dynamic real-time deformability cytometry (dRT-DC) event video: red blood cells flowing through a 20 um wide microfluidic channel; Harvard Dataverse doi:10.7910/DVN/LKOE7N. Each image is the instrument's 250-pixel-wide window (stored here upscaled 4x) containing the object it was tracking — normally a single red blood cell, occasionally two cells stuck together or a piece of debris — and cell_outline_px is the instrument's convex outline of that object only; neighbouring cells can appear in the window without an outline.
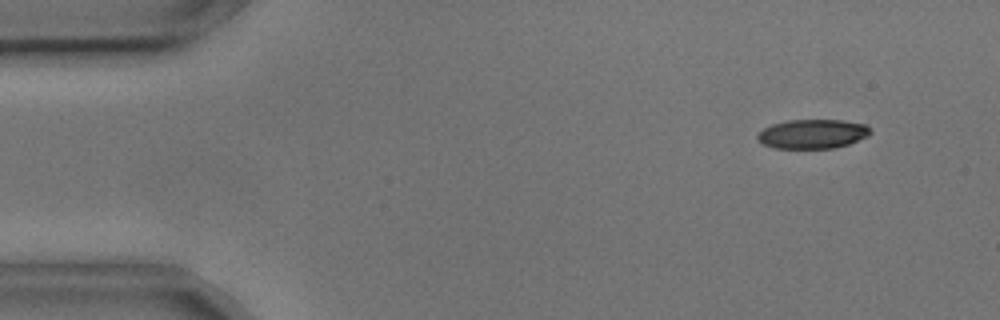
{"species": "common noctule bat (a hibernating species)", "species_latin": "Nyctalus noctula", "temperature_condition": "cold", "stored_images_in_passage": 55, "camera_frame_rate_fps": 3000, "um_per_image_px": 0.085, "animal": {"sex": "male", "body_mass_g": 17.9, "forearm_length_mm": 54.2}, "frame": {"image": 1, "passage_image": 5, "time_ms": 1.333, "image_size_px": [1000, 320], "cell_outline_px": [[872, 132], [868, 136], [848, 144], [836, 148], [776, 148], [764, 144], [756, 136], [764, 128], [772, 124], [788, 120], [844, 120], [864, 124], [872, 128]], "centroid_in_image_um": [69.12, 11.38], "position_along_channel_um": 15.9, "area_um2": 19.19}}
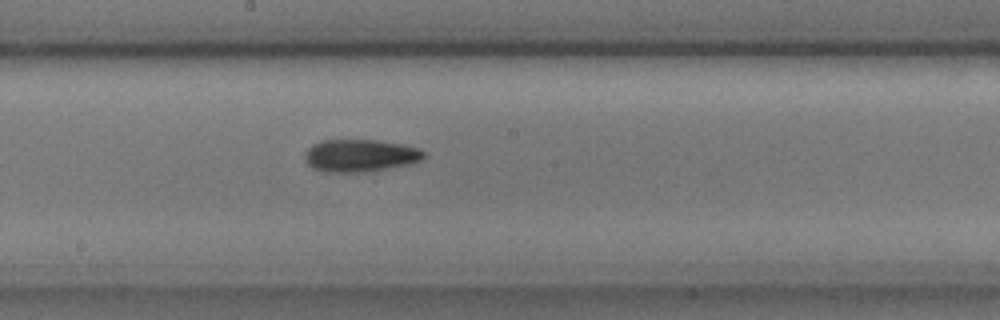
{"frame": {"image": 2, "passage_image": 29, "time_ms": 9.333, "image_size_px": [1000, 320], "cell_outline_px": [[424, 156], [420, 160], [408, 164], [368, 172], [320, 172], [312, 168], [304, 160], [304, 152], [312, 144], [320, 140], [376, 140], [400, 144], [416, 148], [424, 152]], "centroid_in_image_um": [30.52, 13.23], "position_along_channel_um": 217.7, "area_um2": 22.54}}
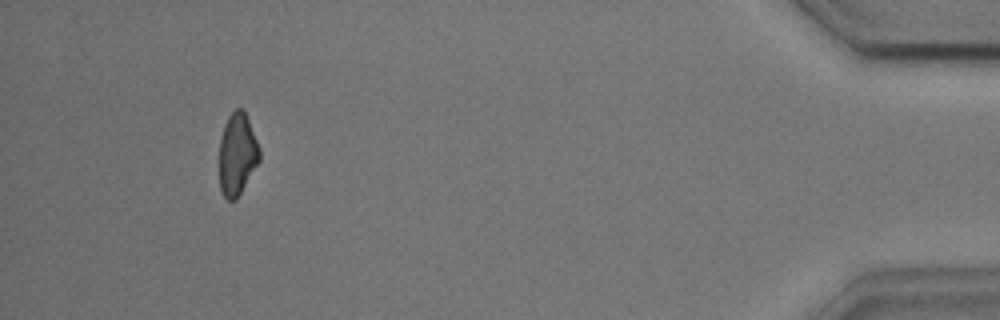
{"frame": {"image": 3, "passage_image": 51, "time_ms": 16.667, "image_size_px": [1000, 320], "cell_outline_px": [[260, 160], [236, 200], [228, 200], [224, 196], [220, 188], [220, 140], [224, 124], [228, 116], [236, 108], [244, 108], [260, 148]], "centroid_in_image_um": [20.18, 13.08], "position_along_channel_um": 415.0, "area_um2": 19.25}, "authors_computed_cell_mechanics": {"area_um2": 20.9814, "velocity_mm_per_s": 3.6402, "shape_relaxation_time_tau1_ms": 3.7587, "shape_relaxation_time_tau2_ms": 4.6918, "deformation_change_tau1": 0.1536, "deformation_change_tau2": 0.1242}}